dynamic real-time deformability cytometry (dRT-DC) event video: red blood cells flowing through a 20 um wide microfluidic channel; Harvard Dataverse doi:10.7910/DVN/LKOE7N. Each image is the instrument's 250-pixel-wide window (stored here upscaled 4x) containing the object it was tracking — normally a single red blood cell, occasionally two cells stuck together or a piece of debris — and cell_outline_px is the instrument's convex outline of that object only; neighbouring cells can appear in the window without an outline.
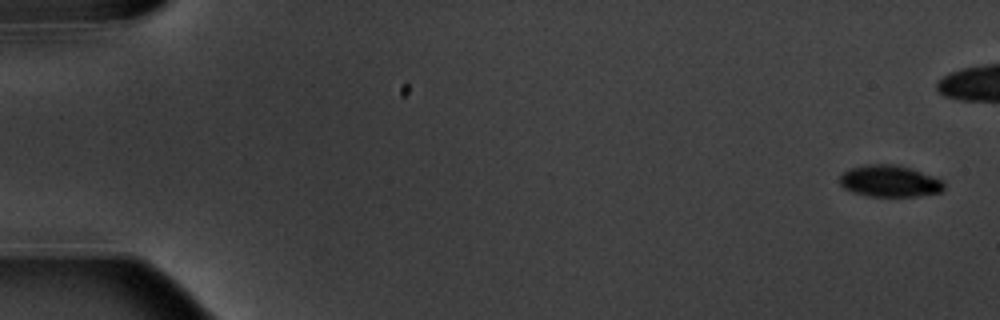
{"species": "common noctule bat (a hibernating species)", "species_latin": "Nyctalus noctula", "temperature_condition": "warm", "stored_images_in_passage": 9, "camera_frame_rate_fps": 3000, "um_per_image_px": 0.085, "animal": {"sex": "male", "body_mass_g": 20.1, "forearm_length_mm": 53.5}, "frame": {"image": 1, "passage_image": 1, "time_ms": 0.0, "image_size_px": [1000, 320], "cell_outline_px": [[944, 188], [940, 192], [920, 196], [868, 196], [852, 192], [844, 188], [840, 184], [840, 176], [844, 172], [852, 168], [864, 164], [896, 164], [944, 180]], "centroid_in_image_um": [75.61, 15.4], "position_along_channel_um": 9.4, "area_um2": 19.13}}